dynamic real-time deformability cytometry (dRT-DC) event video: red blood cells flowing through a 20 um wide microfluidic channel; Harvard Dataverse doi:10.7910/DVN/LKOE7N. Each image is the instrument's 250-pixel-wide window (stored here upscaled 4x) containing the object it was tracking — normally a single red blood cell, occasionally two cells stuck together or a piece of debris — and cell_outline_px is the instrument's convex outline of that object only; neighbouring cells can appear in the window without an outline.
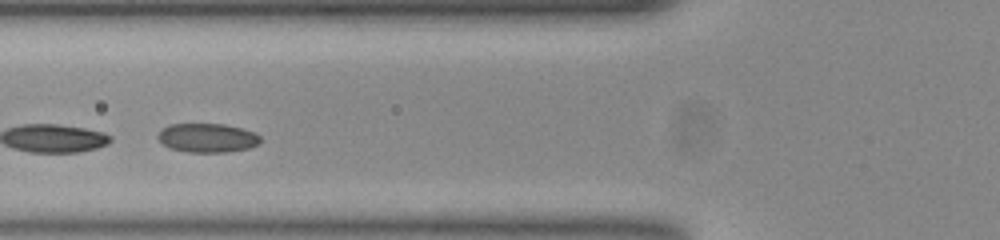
{"species": "common noctule bat (a hibernating species)", "species_latin": "Nyctalus noctula", "temperature_condition": "room temperature", "stored_images_in_passage": 45, "segment_of_instrument_passage": [2, 2], "camera_frame_rate_fps": 3000, "um_per_image_px": 0.085, "animal": {"sex": "female", "body_mass_g": 23.0, "forearm_length_mm": 53.4}, "frame": {"image": 1, "passage_image": 13, "time_ms": 4.0, "image_size_px": [1000, 240], "cell_outline_px": [[260, 144], [248, 148], [224, 152], [188, 152], [168, 148], [156, 136], [168, 124], [224, 124], [256, 132], [260, 136]], "centroid_in_image_um": [17.64, 11.72], "position_along_channel_um": 108.2, "area_um2": 17.28}}